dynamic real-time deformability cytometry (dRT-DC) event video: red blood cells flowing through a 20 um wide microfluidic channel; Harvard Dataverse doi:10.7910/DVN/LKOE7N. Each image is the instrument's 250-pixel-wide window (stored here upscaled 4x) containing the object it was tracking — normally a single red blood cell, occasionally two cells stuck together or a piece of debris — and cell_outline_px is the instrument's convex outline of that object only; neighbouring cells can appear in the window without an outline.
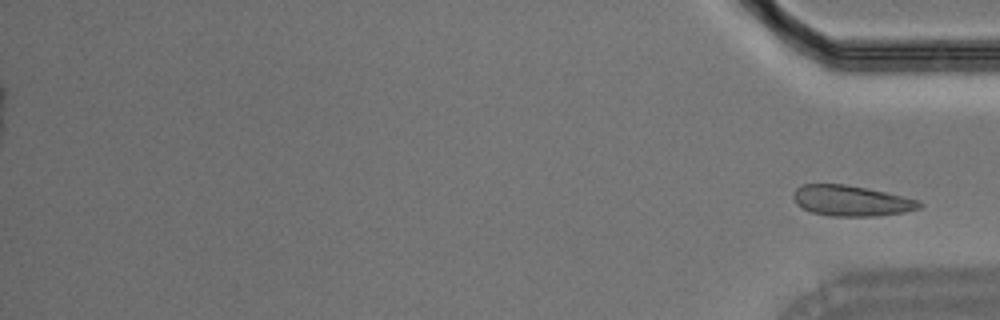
{"species": "Egyptian fruit bat (a non-hibernating species)", "species_latin": "Rousettus aegyptiacus", "temperature_condition": "room temperature", "stored_images_in_passage": 39, "segment_of_instrument_passage": [2, 2], "camera_frame_rate_fps": 3000, "um_per_image_px": 0.085, "animal": {"sex": "male"}, "frame": {"image": 1, "passage_image": 39, "time_ms": 12.667, "image_size_px": [1000, 320], "cell_outline_px": [[924, 204], [920, 208], [904, 212], [880, 216], [832, 216], [812, 212], [796, 204], [792, 196], [796, 188], [804, 184], [844, 184], [884, 192], [920, 200]], "centroid_in_image_um": [72.37, 17.07], "position_along_channel_um": 362.8, "area_um2": 22.37}}